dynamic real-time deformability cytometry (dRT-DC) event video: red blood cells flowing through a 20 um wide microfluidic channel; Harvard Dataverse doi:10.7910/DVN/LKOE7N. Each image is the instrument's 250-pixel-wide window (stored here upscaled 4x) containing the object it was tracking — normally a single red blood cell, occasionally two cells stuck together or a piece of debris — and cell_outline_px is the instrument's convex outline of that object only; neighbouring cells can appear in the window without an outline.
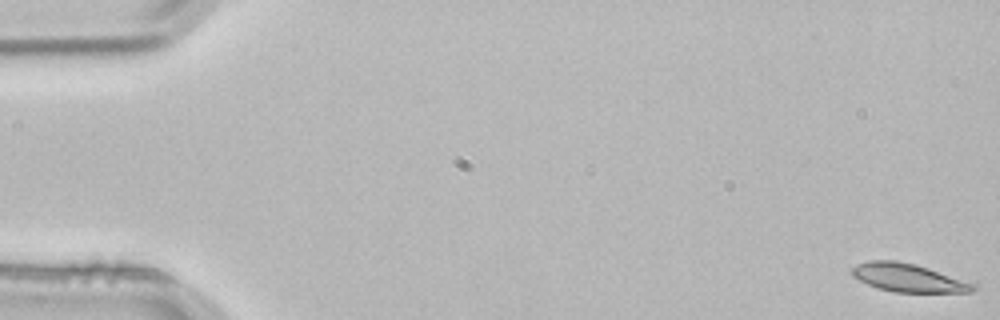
{"species": "common noctule bat (a hibernating species)", "species_latin": "Nyctalus noctula", "temperature_condition": "room temperature", "stored_images_in_passage": 4, "camera_frame_rate_fps": 3000, "um_per_image_px": 0.085, "animal": {"sex": "male", "body_mass_g": 21.5, "forearm_length_mm": 52.0}, "frame": {"image": 1, "passage_image": 1, "time_ms": 0.0, "image_size_px": [1000, 320], "cell_outline_px": [[976, 288], [972, 292], [896, 292], [880, 288], [868, 284], [852, 276], [852, 268], [856, 264], [868, 260], [896, 260], [928, 268], [976, 284]], "centroid_in_image_um": [77.19, 23.6], "position_along_channel_um": 7.8, "area_um2": 19.65}}
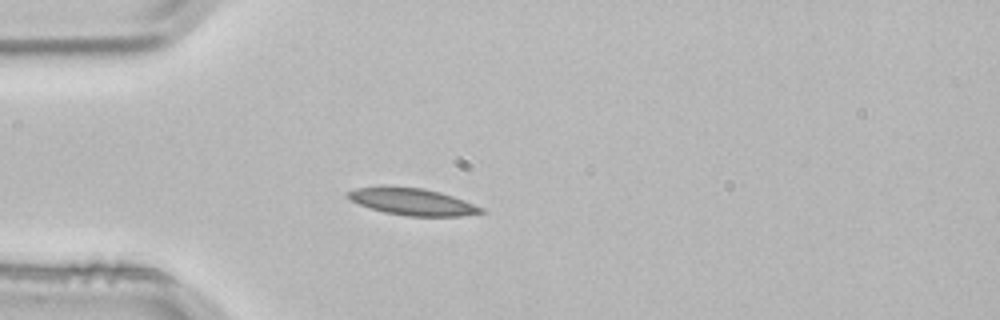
{"frame": {"image": 2, "passage_image": 4, "time_ms": 1.0, "image_size_px": [1000, 320], "cell_outline_px": [[484, 212], [464, 216], [408, 216], [384, 212], [360, 204], [352, 200], [348, 196], [348, 192], [356, 188], [424, 188], [440, 192], [452, 196], [484, 208]], "centroid_in_image_um": [35.14, 17.18], "position_along_channel_um": 49.9, "area_um2": 20.06}}